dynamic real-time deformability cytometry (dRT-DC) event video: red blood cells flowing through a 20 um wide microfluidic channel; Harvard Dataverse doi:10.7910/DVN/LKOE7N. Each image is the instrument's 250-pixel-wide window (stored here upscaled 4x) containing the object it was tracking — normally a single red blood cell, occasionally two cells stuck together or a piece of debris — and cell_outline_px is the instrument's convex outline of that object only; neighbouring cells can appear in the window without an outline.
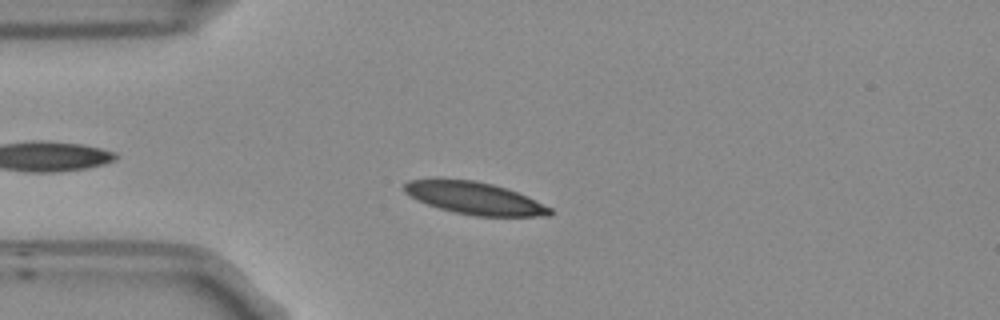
{"species": "Egyptian fruit bat (a non-hibernating species)", "species_latin": "Rousettus aegyptiacus", "temperature_condition": "room temperature", "stored_images_in_passage": 53, "camera_frame_rate_fps": 3000, "um_per_image_px": 0.085, "frame": {"image": 1, "passage_image": 12, "time_ms": 3.667, "image_size_px": [1000, 320], "cell_outline_px": [[552, 212], [548, 216], [476, 216], [456, 212], [440, 208], [416, 200], [404, 192], [404, 184], [408, 180], [436, 176], [476, 180], [492, 184], [528, 196], [552, 208]], "centroid_in_image_um": [40.26, 16.8], "position_along_channel_um": 44.7, "area_um2": 27.92}}
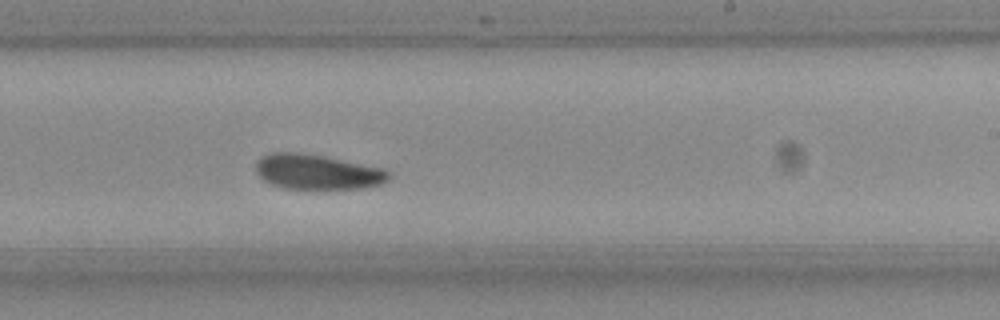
{"frame": {"image": 2, "passage_image": 31, "time_ms": 10.0, "image_size_px": [1000, 320], "cell_outline_px": [[392, 176], [384, 184], [360, 188], [284, 188], [272, 184], [264, 180], [256, 172], [256, 164], [264, 156], [272, 152], [292, 152], [320, 156], [384, 168]], "centroid_in_image_um": [27.01, 14.62], "position_along_channel_um": 262.0, "area_um2": 26.59}}
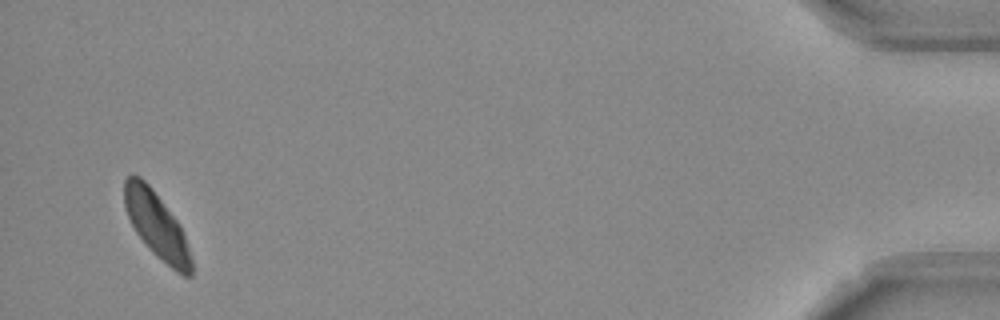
{"frame": {"image": 3, "passage_image": 51, "time_ms": 16.667, "image_size_px": [1000, 320], "cell_outline_px": [[192, 276], [184, 276], [176, 272], [156, 256], [152, 252], [136, 232], [128, 216], [124, 204], [124, 180], [128, 176], [140, 176], [152, 188], [180, 224], [192, 260]], "centroid_in_image_um": [13.32, 19.16], "position_along_channel_um": 421.9, "area_um2": 25.43}, "authors_computed_cell_mechanics": {"area_um2": 27.166, "velocity_mm_per_s": 3.6878, "shape_relaxation_time_tau1_ms": 7.819, "shape_relaxation_time_tau2_ms": 6.5264, "deformation_change_tau1": 0.1505, "deformation_change_tau2": 0.1028}}